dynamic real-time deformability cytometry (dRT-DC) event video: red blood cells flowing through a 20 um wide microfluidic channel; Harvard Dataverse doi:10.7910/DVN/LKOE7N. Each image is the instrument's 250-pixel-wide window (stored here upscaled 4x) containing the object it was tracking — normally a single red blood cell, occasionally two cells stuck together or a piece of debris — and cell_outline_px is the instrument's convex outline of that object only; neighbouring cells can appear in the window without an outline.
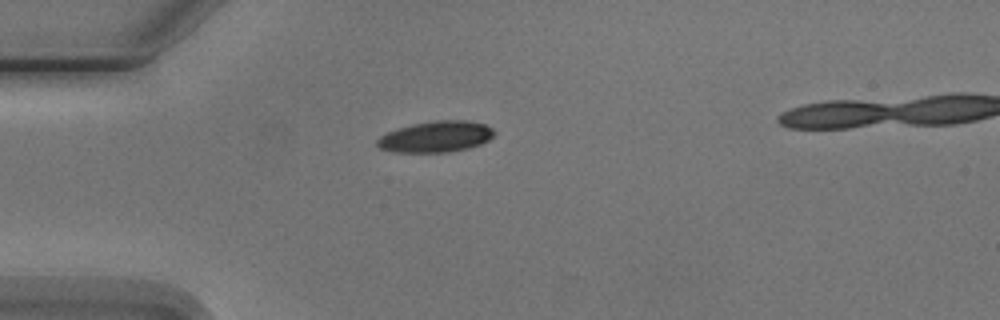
{"species": "Egyptian fruit bat (a non-hibernating species)", "species_latin": "Rousettus aegyptiacus", "temperature_condition": "cold", "stored_images_in_passage": 5, "camera_frame_rate_fps": 3000, "um_per_image_px": 0.085, "animal": {"sex": "male"}, "frame": {"image": 1, "passage_image": 1, "time_ms": 0.0, "image_size_px": [1000, 320], "cell_outline_px": [[496, 132], [488, 140], [480, 144], [468, 148], [448, 152], [392, 152], [380, 148], [376, 144], [376, 140], [380, 136], [388, 132], [412, 124], [436, 120], [464, 120], [484, 124], [492, 128]], "centroid_in_image_um": [37.04, 11.62], "position_along_channel_um": 48.0, "area_um2": 21.1}}
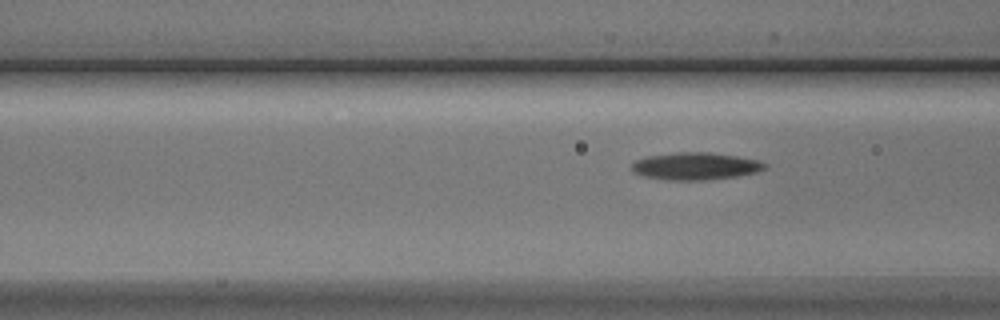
{"frame": {"image": 2, "passage_image": 5, "time_ms": 5.667, "image_size_px": [1000, 320], "cell_outline_px": [[768, 168], [756, 172], [736, 176], [700, 180], [668, 180], [644, 176], [632, 172], [632, 164], [636, 160], [648, 156], [676, 152], [708, 152], [736, 156], [760, 160], [768, 164]], "centroid_in_image_um": [59.14, 14.11], "position_along_channel_um": 107.5, "area_um2": 21.15}}